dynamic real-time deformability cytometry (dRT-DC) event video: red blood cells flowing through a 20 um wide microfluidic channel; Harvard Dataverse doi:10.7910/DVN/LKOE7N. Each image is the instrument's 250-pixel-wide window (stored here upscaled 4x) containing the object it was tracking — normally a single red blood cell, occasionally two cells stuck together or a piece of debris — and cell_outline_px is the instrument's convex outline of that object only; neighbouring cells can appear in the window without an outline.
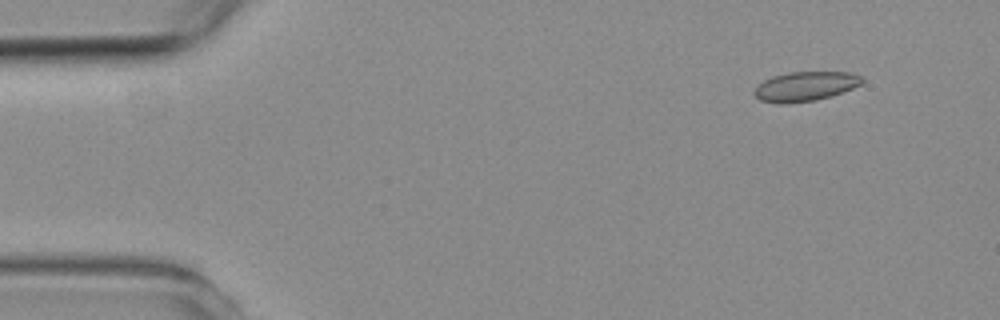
{"species": "common noctule bat (a hibernating species)", "species_latin": "Nyctalus noctula", "temperature_condition": "room temperature", "stored_images_in_passage": 9, "camera_frame_rate_fps": 3000, "um_per_image_px": 0.085, "animal": {"sex": "female", "body_mass_g": 19.3, "forearm_length_mm": 54.1}, "frame": {"image": 1, "passage_image": 2, "time_ms": 1.333, "image_size_px": [1000, 320], "cell_outline_px": [[864, 80], [860, 84], [852, 88], [816, 100], [780, 104], [760, 100], [752, 92], [764, 80], [772, 76], [788, 72], [848, 72], [864, 76]], "centroid_in_image_um": [68.44, 7.33], "position_along_channel_um": 16.6, "area_um2": 18.32}}
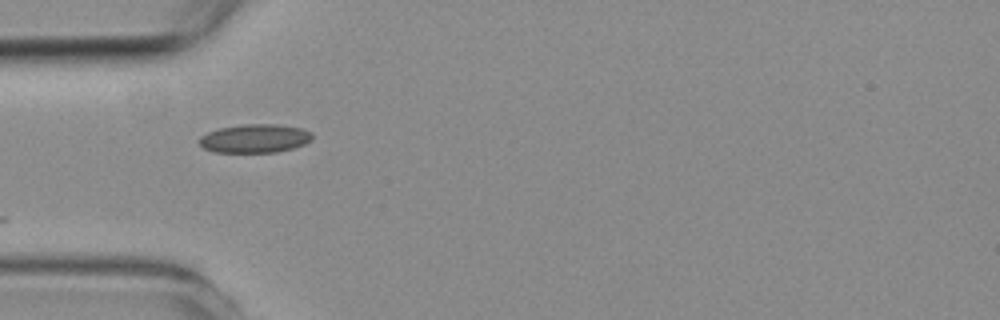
{"frame": {"image": 2, "passage_image": 4, "time_ms": 5.0, "image_size_px": [1000, 320], "cell_outline_px": [[312, 140], [304, 144], [292, 148], [276, 152], [212, 152], [204, 148], [200, 144], [200, 136], [208, 132], [220, 128], [244, 124], [276, 124], [300, 128], [312, 132]], "centroid_in_image_um": [21.66, 11.77], "position_along_channel_um": 63.3, "area_um2": 18.73}}